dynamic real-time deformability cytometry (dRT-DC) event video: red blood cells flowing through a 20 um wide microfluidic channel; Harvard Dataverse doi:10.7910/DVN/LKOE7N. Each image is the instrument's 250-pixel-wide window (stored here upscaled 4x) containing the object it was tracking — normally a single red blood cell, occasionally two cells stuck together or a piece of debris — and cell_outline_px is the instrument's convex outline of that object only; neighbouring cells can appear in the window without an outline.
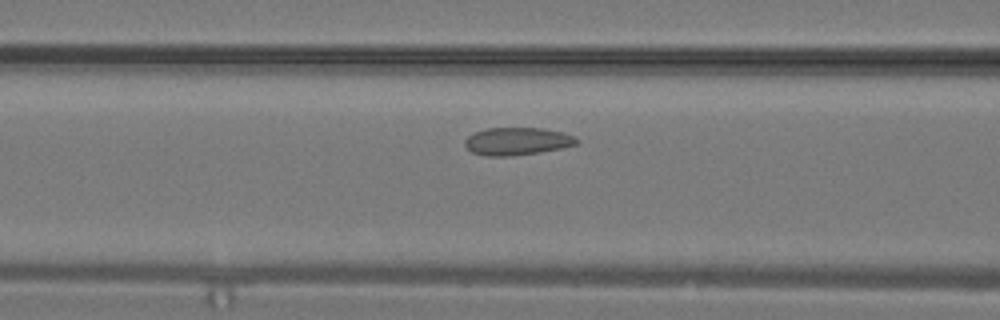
{"species": "common noctule bat (a hibernating species)", "species_latin": "Nyctalus noctula", "temperature_condition": "warm", "stored_images_in_passage": 20, "camera_frame_rate_fps": 3000, "um_per_image_px": 0.085, "animal": {"sex": "male", "body_mass_g": 19.2, "forearm_length_mm": 51.8}, "frame": {"image": 1, "passage_image": 5, "time_ms": 1.333, "image_size_px": [1000, 320], "cell_outline_px": [[580, 144], [564, 148], [540, 152], [512, 156], [488, 156], [472, 152], [464, 144], [464, 140], [468, 136], [484, 128], [544, 128], [560, 132], [572, 136], [580, 140]], "centroid_in_image_um": [43.98, 12.01], "position_along_channel_um": 122.6, "area_um2": 18.09}}
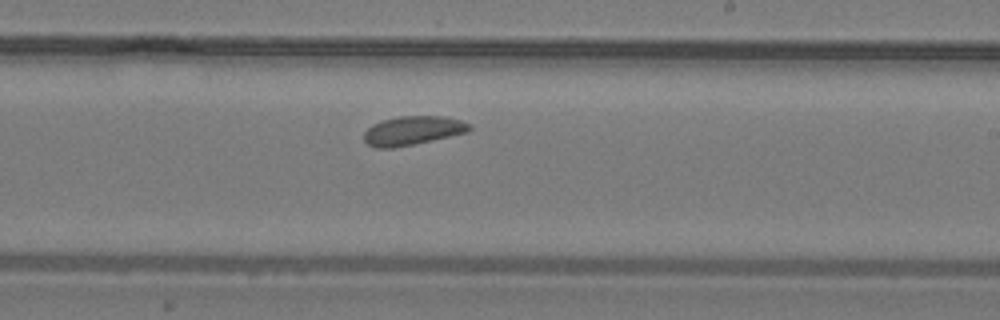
{"frame": {"image": 2, "passage_image": 11, "time_ms": 3.333, "image_size_px": [1000, 320], "cell_outline_px": [[472, 128], [468, 132], [412, 144], [392, 148], [376, 148], [368, 144], [364, 140], [364, 132], [372, 124], [380, 120], [400, 116], [444, 116], [460, 120], [472, 124]], "centroid_in_image_um": [35.07, 11.08], "position_along_channel_um": 253.9, "area_um2": 17.74}}
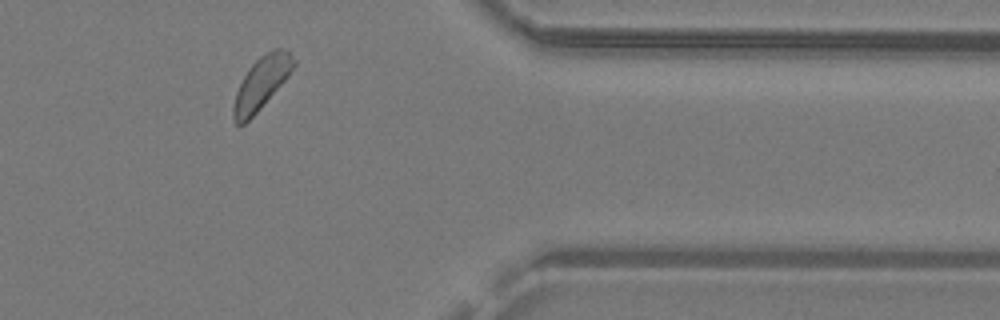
{"frame": {"image": 3, "passage_image": 18, "time_ms": 5.667, "image_size_px": [1000, 320], "cell_outline_px": [[296, 64], [288, 76], [260, 108], [244, 124], [236, 124], [232, 116], [232, 108], [236, 92], [248, 68], [264, 52], [276, 48], [280, 48], [288, 52], [296, 60]], "centroid_in_image_um": [22.21, 7.05], "position_along_channel_um": 389.2, "area_um2": 18.09}}